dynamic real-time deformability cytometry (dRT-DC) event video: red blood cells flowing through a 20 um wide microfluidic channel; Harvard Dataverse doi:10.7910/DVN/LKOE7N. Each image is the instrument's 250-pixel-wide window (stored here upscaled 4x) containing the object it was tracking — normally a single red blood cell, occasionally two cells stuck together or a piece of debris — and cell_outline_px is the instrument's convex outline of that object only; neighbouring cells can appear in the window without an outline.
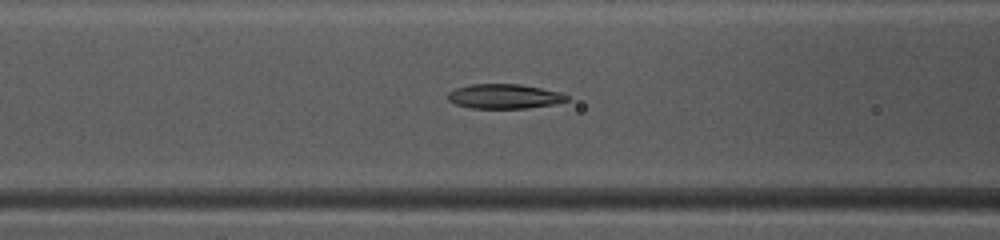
{"species": "common noctule bat (a hibernating species)", "species_latin": "Nyctalus noctula", "temperature_condition": "warm", "stored_images_in_passage": 48, "camera_frame_rate_fps": 3000, "um_per_image_px": 0.085, "animal": {"sex": "female", "body_mass_g": 10.0, "forearm_length_mm": 53.1}, "frame": {"image": 1, "passage_image": 20, "time_ms": 6.333, "image_size_px": [1000, 240], "cell_outline_px": [[568, 100], [552, 104], [528, 108], [472, 108], [456, 104], [448, 100], [448, 92], [456, 88], [472, 84], [520, 84], [560, 92], [568, 96]], "centroid_in_image_um": [42.85, 8.18], "position_along_channel_um": 123.8, "area_um2": 16.88}}
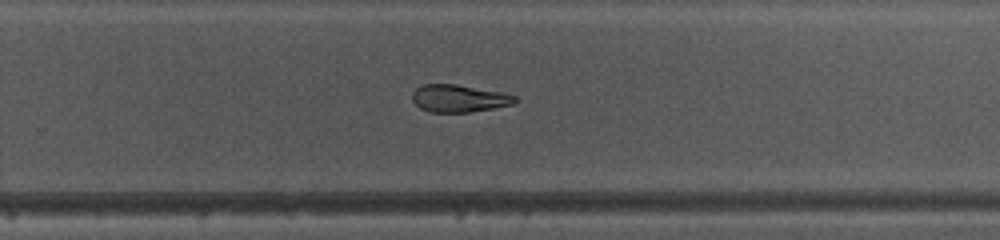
{"frame": {"image": 2, "passage_image": 32, "time_ms": 10.333, "image_size_px": [1000, 240], "cell_outline_px": [[516, 100], [512, 104], [472, 112], [432, 112], [420, 108], [412, 100], [412, 92], [416, 88], [424, 84], [456, 84], [500, 92], [516, 96]], "centroid_in_image_um": [38.97, 8.36], "position_along_channel_um": 290.8, "area_um2": 16.24}}
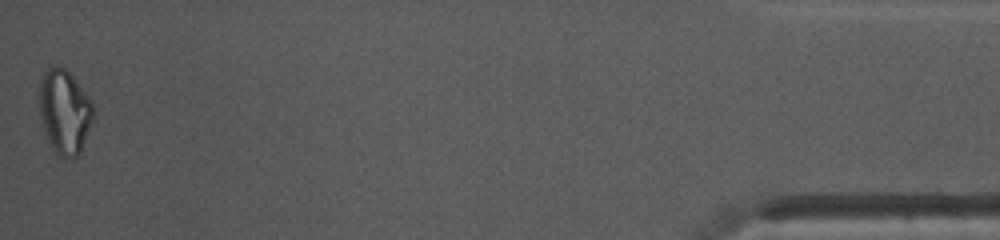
{"frame": {"image": 3, "passage_image": 48, "time_ms": 15.667, "image_size_px": [1000, 240], "cell_outline_px": [[96, 108], [92, 124], [80, 152], [76, 156], [60, 156], [52, 148], [44, 132], [40, 112], [40, 80], [44, 72], [48, 68], [64, 68], [72, 76], [92, 100]], "centroid_in_image_um": [5.52, 9.5], "position_along_channel_um": 429.7, "area_um2": 26.24}, "authors_computed_cell_mechanics": {"area_um2": 17.7735, "velocity_mm_per_s": 4.1832, "shape_relaxation_time_tau1_ms": 6.4331, "shape_relaxation_time_tau2_ms": null, "deformation_change_tau1": 0.1954, "deformation_change_tau2": null}}